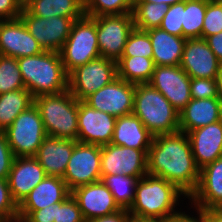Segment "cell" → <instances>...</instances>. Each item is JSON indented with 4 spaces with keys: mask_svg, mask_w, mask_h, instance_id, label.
<instances>
[{
    "mask_svg": "<svg viewBox=\"0 0 222 222\" xmlns=\"http://www.w3.org/2000/svg\"><path fill=\"white\" fill-rule=\"evenodd\" d=\"M54 222H86L75 198L70 195L62 202L54 203Z\"/></svg>",
    "mask_w": 222,
    "mask_h": 222,
    "instance_id": "d590c367",
    "label": "cell"
},
{
    "mask_svg": "<svg viewBox=\"0 0 222 222\" xmlns=\"http://www.w3.org/2000/svg\"><path fill=\"white\" fill-rule=\"evenodd\" d=\"M222 10V0H214Z\"/></svg>",
    "mask_w": 222,
    "mask_h": 222,
    "instance_id": "f5cc1de1",
    "label": "cell"
},
{
    "mask_svg": "<svg viewBox=\"0 0 222 222\" xmlns=\"http://www.w3.org/2000/svg\"><path fill=\"white\" fill-rule=\"evenodd\" d=\"M17 62L25 88L33 98L68 90V73L59 52L43 51L18 58Z\"/></svg>",
    "mask_w": 222,
    "mask_h": 222,
    "instance_id": "3957f363",
    "label": "cell"
},
{
    "mask_svg": "<svg viewBox=\"0 0 222 222\" xmlns=\"http://www.w3.org/2000/svg\"><path fill=\"white\" fill-rule=\"evenodd\" d=\"M216 83H217V89H218V96L220 100L222 101V67H221L220 73L218 74L216 78Z\"/></svg>",
    "mask_w": 222,
    "mask_h": 222,
    "instance_id": "f907efd6",
    "label": "cell"
},
{
    "mask_svg": "<svg viewBox=\"0 0 222 222\" xmlns=\"http://www.w3.org/2000/svg\"><path fill=\"white\" fill-rule=\"evenodd\" d=\"M47 136L77 141L78 100L66 90L34 98Z\"/></svg>",
    "mask_w": 222,
    "mask_h": 222,
    "instance_id": "5b68a950",
    "label": "cell"
},
{
    "mask_svg": "<svg viewBox=\"0 0 222 222\" xmlns=\"http://www.w3.org/2000/svg\"><path fill=\"white\" fill-rule=\"evenodd\" d=\"M185 9V0L183 2L168 6V10L162 20L160 28L166 32L183 37V11Z\"/></svg>",
    "mask_w": 222,
    "mask_h": 222,
    "instance_id": "8d00e7d4",
    "label": "cell"
},
{
    "mask_svg": "<svg viewBox=\"0 0 222 222\" xmlns=\"http://www.w3.org/2000/svg\"><path fill=\"white\" fill-rule=\"evenodd\" d=\"M0 222H17V221L7 220V219H4V218H0Z\"/></svg>",
    "mask_w": 222,
    "mask_h": 222,
    "instance_id": "816d5d0a",
    "label": "cell"
},
{
    "mask_svg": "<svg viewBox=\"0 0 222 222\" xmlns=\"http://www.w3.org/2000/svg\"><path fill=\"white\" fill-rule=\"evenodd\" d=\"M24 88L17 59L0 54V94Z\"/></svg>",
    "mask_w": 222,
    "mask_h": 222,
    "instance_id": "836d02e7",
    "label": "cell"
},
{
    "mask_svg": "<svg viewBox=\"0 0 222 222\" xmlns=\"http://www.w3.org/2000/svg\"><path fill=\"white\" fill-rule=\"evenodd\" d=\"M135 84L119 77L88 96L84 102L91 108L115 117L131 114L133 111Z\"/></svg>",
    "mask_w": 222,
    "mask_h": 222,
    "instance_id": "4fadbf2b",
    "label": "cell"
},
{
    "mask_svg": "<svg viewBox=\"0 0 222 222\" xmlns=\"http://www.w3.org/2000/svg\"><path fill=\"white\" fill-rule=\"evenodd\" d=\"M207 222H222V208H212L204 211Z\"/></svg>",
    "mask_w": 222,
    "mask_h": 222,
    "instance_id": "7dc6e473",
    "label": "cell"
},
{
    "mask_svg": "<svg viewBox=\"0 0 222 222\" xmlns=\"http://www.w3.org/2000/svg\"><path fill=\"white\" fill-rule=\"evenodd\" d=\"M63 180L72 191L101 180V146L77 142Z\"/></svg>",
    "mask_w": 222,
    "mask_h": 222,
    "instance_id": "8fae6325",
    "label": "cell"
},
{
    "mask_svg": "<svg viewBox=\"0 0 222 222\" xmlns=\"http://www.w3.org/2000/svg\"><path fill=\"white\" fill-rule=\"evenodd\" d=\"M132 113L154 136L180 131L179 113L162 93L149 83L135 84Z\"/></svg>",
    "mask_w": 222,
    "mask_h": 222,
    "instance_id": "277c9868",
    "label": "cell"
},
{
    "mask_svg": "<svg viewBox=\"0 0 222 222\" xmlns=\"http://www.w3.org/2000/svg\"><path fill=\"white\" fill-rule=\"evenodd\" d=\"M222 32V10L214 0H206L202 38Z\"/></svg>",
    "mask_w": 222,
    "mask_h": 222,
    "instance_id": "74e56055",
    "label": "cell"
},
{
    "mask_svg": "<svg viewBox=\"0 0 222 222\" xmlns=\"http://www.w3.org/2000/svg\"><path fill=\"white\" fill-rule=\"evenodd\" d=\"M14 158L6 135L4 132H0V179H8Z\"/></svg>",
    "mask_w": 222,
    "mask_h": 222,
    "instance_id": "b9f144b4",
    "label": "cell"
},
{
    "mask_svg": "<svg viewBox=\"0 0 222 222\" xmlns=\"http://www.w3.org/2000/svg\"><path fill=\"white\" fill-rule=\"evenodd\" d=\"M116 78V61L100 56L68 74V90L78 101H84Z\"/></svg>",
    "mask_w": 222,
    "mask_h": 222,
    "instance_id": "ba28073f",
    "label": "cell"
},
{
    "mask_svg": "<svg viewBox=\"0 0 222 222\" xmlns=\"http://www.w3.org/2000/svg\"><path fill=\"white\" fill-rule=\"evenodd\" d=\"M205 40L215 56L222 63V32L215 35H210L206 37Z\"/></svg>",
    "mask_w": 222,
    "mask_h": 222,
    "instance_id": "f6af8a7d",
    "label": "cell"
},
{
    "mask_svg": "<svg viewBox=\"0 0 222 222\" xmlns=\"http://www.w3.org/2000/svg\"><path fill=\"white\" fill-rule=\"evenodd\" d=\"M199 169L222 156V120L187 133Z\"/></svg>",
    "mask_w": 222,
    "mask_h": 222,
    "instance_id": "44dd1931",
    "label": "cell"
},
{
    "mask_svg": "<svg viewBox=\"0 0 222 222\" xmlns=\"http://www.w3.org/2000/svg\"><path fill=\"white\" fill-rule=\"evenodd\" d=\"M190 92L193 99L219 97L216 79L191 78Z\"/></svg>",
    "mask_w": 222,
    "mask_h": 222,
    "instance_id": "ab89813d",
    "label": "cell"
},
{
    "mask_svg": "<svg viewBox=\"0 0 222 222\" xmlns=\"http://www.w3.org/2000/svg\"><path fill=\"white\" fill-rule=\"evenodd\" d=\"M197 210V211H196ZM197 217L186 214L185 212H179L171 217V222H207L204 211L195 209Z\"/></svg>",
    "mask_w": 222,
    "mask_h": 222,
    "instance_id": "ee69618b",
    "label": "cell"
},
{
    "mask_svg": "<svg viewBox=\"0 0 222 222\" xmlns=\"http://www.w3.org/2000/svg\"><path fill=\"white\" fill-rule=\"evenodd\" d=\"M0 218L18 221V205L12 198L7 179H0Z\"/></svg>",
    "mask_w": 222,
    "mask_h": 222,
    "instance_id": "f35d334b",
    "label": "cell"
},
{
    "mask_svg": "<svg viewBox=\"0 0 222 222\" xmlns=\"http://www.w3.org/2000/svg\"><path fill=\"white\" fill-rule=\"evenodd\" d=\"M134 0H84V14L88 17L133 13Z\"/></svg>",
    "mask_w": 222,
    "mask_h": 222,
    "instance_id": "d6a6232c",
    "label": "cell"
},
{
    "mask_svg": "<svg viewBox=\"0 0 222 222\" xmlns=\"http://www.w3.org/2000/svg\"><path fill=\"white\" fill-rule=\"evenodd\" d=\"M133 29V13L96 17L100 56L117 62L123 55L127 38Z\"/></svg>",
    "mask_w": 222,
    "mask_h": 222,
    "instance_id": "30bf717a",
    "label": "cell"
},
{
    "mask_svg": "<svg viewBox=\"0 0 222 222\" xmlns=\"http://www.w3.org/2000/svg\"><path fill=\"white\" fill-rule=\"evenodd\" d=\"M116 63L117 77L134 84L148 83L156 66L153 59L141 56L121 57Z\"/></svg>",
    "mask_w": 222,
    "mask_h": 222,
    "instance_id": "f1b7e54d",
    "label": "cell"
},
{
    "mask_svg": "<svg viewBox=\"0 0 222 222\" xmlns=\"http://www.w3.org/2000/svg\"><path fill=\"white\" fill-rule=\"evenodd\" d=\"M54 218V204H51L41 210L18 211L19 222H54Z\"/></svg>",
    "mask_w": 222,
    "mask_h": 222,
    "instance_id": "60d3db41",
    "label": "cell"
},
{
    "mask_svg": "<svg viewBox=\"0 0 222 222\" xmlns=\"http://www.w3.org/2000/svg\"><path fill=\"white\" fill-rule=\"evenodd\" d=\"M19 18L44 51L54 52L61 51L73 22L80 19L62 16L39 17L32 15L24 6Z\"/></svg>",
    "mask_w": 222,
    "mask_h": 222,
    "instance_id": "9c48e42d",
    "label": "cell"
},
{
    "mask_svg": "<svg viewBox=\"0 0 222 222\" xmlns=\"http://www.w3.org/2000/svg\"><path fill=\"white\" fill-rule=\"evenodd\" d=\"M3 132L15 157H34L47 137L39 109L34 103Z\"/></svg>",
    "mask_w": 222,
    "mask_h": 222,
    "instance_id": "52a82bcc",
    "label": "cell"
},
{
    "mask_svg": "<svg viewBox=\"0 0 222 222\" xmlns=\"http://www.w3.org/2000/svg\"><path fill=\"white\" fill-rule=\"evenodd\" d=\"M34 103V98L26 89L0 94V132L11 126L15 118Z\"/></svg>",
    "mask_w": 222,
    "mask_h": 222,
    "instance_id": "83f0119b",
    "label": "cell"
},
{
    "mask_svg": "<svg viewBox=\"0 0 222 222\" xmlns=\"http://www.w3.org/2000/svg\"><path fill=\"white\" fill-rule=\"evenodd\" d=\"M184 0H134V3H164L168 6L183 2Z\"/></svg>",
    "mask_w": 222,
    "mask_h": 222,
    "instance_id": "c3c4849f",
    "label": "cell"
},
{
    "mask_svg": "<svg viewBox=\"0 0 222 222\" xmlns=\"http://www.w3.org/2000/svg\"><path fill=\"white\" fill-rule=\"evenodd\" d=\"M23 6L32 15L45 18H82L85 15L84 0H27Z\"/></svg>",
    "mask_w": 222,
    "mask_h": 222,
    "instance_id": "4316f807",
    "label": "cell"
},
{
    "mask_svg": "<svg viewBox=\"0 0 222 222\" xmlns=\"http://www.w3.org/2000/svg\"><path fill=\"white\" fill-rule=\"evenodd\" d=\"M126 222H155V221L148 218H142L129 214L127 216Z\"/></svg>",
    "mask_w": 222,
    "mask_h": 222,
    "instance_id": "681fc988",
    "label": "cell"
},
{
    "mask_svg": "<svg viewBox=\"0 0 222 222\" xmlns=\"http://www.w3.org/2000/svg\"><path fill=\"white\" fill-rule=\"evenodd\" d=\"M71 195L63 178L46 176L18 205V211L41 210Z\"/></svg>",
    "mask_w": 222,
    "mask_h": 222,
    "instance_id": "cb8c5ba5",
    "label": "cell"
},
{
    "mask_svg": "<svg viewBox=\"0 0 222 222\" xmlns=\"http://www.w3.org/2000/svg\"><path fill=\"white\" fill-rule=\"evenodd\" d=\"M167 10L164 3H134V27L143 31L160 27Z\"/></svg>",
    "mask_w": 222,
    "mask_h": 222,
    "instance_id": "4dcf8cb0",
    "label": "cell"
},
{
    "mask_svg": "<svg viewBox=\"0 0 222 222\" xmlns=\"http://www.w3.org/2000/svg\"><path fill=\"white\" fill-rule=\"evenodd\" d=\"M155 222H171V218L168 220H164V221H155Z\"/></svg>",
    "mask_w": 222,
    "mask_h": 222,
    "instance_id": "db71d44e",
    "label": "cell"
},
{
    "mask_svg": "<svg viewBox=\"0 0 222 222\" xmlns=\"http://www.w3.org/2000/svg\"><path fill=\"white\" fill-rule=\"evenodd\" d=\"M129 214L130 213L127 209H121L116 213L107 216L93 218L86 222H126L127 216Z\"/></svg>",
    "mask_w": 222,
    "mask_h": 222,
    "instance_id": "bcb514c9",
    "label": "cell"
},
{
    "mask_svg": "<svg viewBox=\"0 0 222 222\" xmlns=\"http://www.w3.org/2000/svg\"><path fill=\"white\" fill-rule=\"evenodd\" d=\"M222 120V101L219 97L191 99L179 113V130L188 133L196 128Z\"/></svg>",
    "mask_w": 222,
    "mask_h": 222,
    "instance_id": "603a6c76",
    "label": "cell"
},
{
    "mask_svg": "<svg viewBox=\"0 0 222 222\" xmlns=\"http://www.w3.org/2000/svg\"><path fill=\"white\" fill-rule=\"evenodd\" d=\"M77 124L78 142L103 146L113 139L116 117L78 101Z\"/></svg>",
    "mask_w": 222,
    "mask_h": 222,
    "instance_id": "9a60e30c",
    "label": "cell"
},
{
    "mask_svg": "<svg viewBox=\"0 0 222 222\" xmlns=\"http://www.w3.org/2000/svg\"><path fill=\"white\" fill-rule=\"evenodd\" d=\"M44 50L20 18L0 20V54L16 59L33 56Z\"/></svg>",
    "mask_w": 222,
    "mask_h": 222,
    "instance_id": "e0dca14e",
    "label": "cell"
},
{
    "mask_svg": "<svg viewBox=\"0 0 222 222\" xmlns=\"http://www.w3.org/2000/svg\"><path fill=\"white\" fill-rule=\"evenodd\" d=\"M154 135L133 113L116 117L112 144L143 150L147 155Z\"/></svg>",
    "mask_w": 222,
    "mask_h": 222,
    "instance_id": "d4e9b609",
    "label": "cell"
},
{
    "mask_svg": "<svg viewBox=\"0 0 222 222\" xmlns=\"http://www.w3.org/2000/svg\"><path fill=\"white\" fill-rule=\"evenodd\" d=\"M65 71L69 74L76 67L100 57L96 34V17L84 15L72 24L70 34L59 52Z\"/></svg>",
    "mask_w": 222,
    "mask_h": 222,
    "instance_id": "8992f818",
    "label": "cell"
},
{
    "mask_svg": "<svg viewBox=\"0 0 222 222\" xmlns=\"http://www.w3.org/2000/svg\"><path fill=\"white\" fill-rule=\"evenodd\" d=\"M146 32L152 43V59L156 66L180 65L187 39L172 35L160 27L149 29Z\"/></svg>",
    "mask_w": 222,
    "mask_h": 222,
    "instance_id": "484cf974",
    "label": "cell"
},
{
    "mask_svg": "<svg viewBox=\"0 0 222 222\" xmlns=\"http://www.w3.org/2000/svg\"><path fill=\"white\" fill-rule=\"evenodd\" d=\"M77 142L47 136L34 158L40 163L47 176L63 178Z\"/></svg>",
    "mask_w": 222,
    "mask_h": 222,
    "instance_id": "7402d4cb",
    "label": "cell"
},
{
    "mask_svg": "<svg viewBox=\"0 0 222 222\" xmlns=\"http://www.w3.org/2000/svg\"><path fill=\"white\" fill-rule=\"evenodd\" d=\"M147 174L175 184L189 198L197 189V167L187 133L155 135L148 151Z\"/></svg>",
    "mask_w": 222,
    "mask_h": 222,
    "instance_id": "6da1fadb",
    "label": "cell"
},
{
    "mask_svg": "<svg viewBox=\"0 0 222 222\" xmlns=\"http://www.w3.org/2000/svg\"><path fill=\"white\" fill-rule=\"evenodd\" d=\"M141 56L146 58L153 57L152 43L146 31L134 27L130 32L122 57Z\"/></svg>",
    "mask_w": 222,
    "mask_h": 222,
    "instance_id": "e575fe53",
    "label": "cell"
},
{
    "mask_svg": "<svg viewBox=\"0 0 222 222\" xmlns=\"http://www.w3.org/2000/svg\"><path fill=\"white\" fill-rule=\"evenodd\" d=\"M101 181L107 186L121 209L128 210L131 207L138 182L137 178L123 174L105 175Z\"/></svg>",
    "mask_w": 222,
    "mask_h": 222,
    "instance_id": "f546056e",
    "label": "cell"
},
{
    "mask_svg": "<svg viewBox=\"0 0 222 222\" xmlns=\"http://www.w3.org/2000/svg\"><path fill=\"white\" fill-rule=\"evenodd\" d=\"M46 176L44 169L34 157H15L7 180L12 198L17 205Z\"/></svg>",
    "mask_w": 222,
    "mask_h": 222,
    "instance_id": "ffe728a7",
    "label": "cell"
},
{
    "mask_svg": "<svg viewBox=\"0 0 222 222\" xmlns=\"http://www.w3.org/2000/svg\"><path fill=\"white\" fill-rule=\"evenodd\" d=\"M188 200L202 211L222 208V156L200 169L197 189Z\"/></svg>",
    "mask_w": 222,
    "mask_h": 222,
    "instance_id": "d6986e66",
    "label": "cell"
},
{
    "mask_svg": "<svg viewBox=\"0 0 222 222\" xmlns=\"http://www.w3.org/2000/svg\"><path fill=\"white\" fill-rule=\"evenodd\" d=\"M190 78L216 79L222 63L203 38L187 39L179 65Z\"/></svg>",
    "mask_w": 222,
    "mask_h": 222,
    "instance_id": "2e32d148",
    "label": "cell"
},
{
    "mask_svg": "<svg viewBox=\"0 0 222 222\" xmlns=\"http://www.w3.org/2000/svg\"><path fill=\"white\" fill-rule=\"evenodd\" d=\"M172 104L180 113L192 99L190 92L191 78L179 66H155L148 82Z\"/></svg>",
    "mask_w": 222,
    "mask_h": 222,
    "instance_id": "5bb4252c",
    "label": "cell"
},
{
    "mask_svg": "<svg viewBox=\"0 0 222 222\" xmlns=\"http://www.w3.org/2000/svg\"><path fill=\"white\" fill-rule=\"evenodd\" d=\"M205 13L206 0H185L182 23L183 38H202Z\"/></svg>",
    "mask_w": 222,
    "mask_h": 222,
    "instance_id": "1f68e13d",
    "label": "cell"
},
{
    "mask_svg": "<svg viewBox=\"0 0 222 222\" xmlns=\"http://www.w3.org/2000/svg\"><path fill=\"white\" fill-rule=\"evenodd\" d=\"M22 8L21 0H0V20L19 18Z\"/></svg>",
    "mask_w": 222,
    "mask_h": 222,
    "instance_id": "7bdbcfd3",
    "label": "cell"
},
{
    "mask_svg": "<svg viewBox=\"0 0 222 222\" xmlns=\"http://www.w3.org/2000/svg\"><path fill=\"white\" fill-rule=\"evenodd\" d=\"M181 195L188 198L175 184L146 174L138 179L134 201L128 211L131 215L154 221L168 220L180 212L175 208H178Z\"/></svg>",
    "mask_w": 222,
    "mask_h": 222,
    "instance_id": "7a4b0ae2",
    "label": "cell"
},
{
    "mask_svg": "<svg viewBox=\"0 0 222 222\" xmlns=\"http://www.w3.org/2000/svg\"><path fill=\"white\" fill-rule=\"evenodd\" d=\"M148 155L143 150L112 143L101 146V179L123 174L140 179L147 174Z\"/></svg>",
    "mask_w": 222,
    "mask_h": 222,
    "instance_id": "7c38bea8",
    "label": "cell"
},
{
    "mask_svg": "<svg viewBox=\"0 0 222 222\" xmlns=\"http://www.w3.org/2000/svg\"><path fill=\"white\" fill-rule=\"evenodd\" d=\"M71 195L77 201L85 221L121 210L114 196L101 180L77 187L71 191Z\"/></svg>",
    "mask_w": 222,
    "mask_h": 222,
    "instance_id": "ac0fdd59",
    "label": "cell"
}]
</instances>
